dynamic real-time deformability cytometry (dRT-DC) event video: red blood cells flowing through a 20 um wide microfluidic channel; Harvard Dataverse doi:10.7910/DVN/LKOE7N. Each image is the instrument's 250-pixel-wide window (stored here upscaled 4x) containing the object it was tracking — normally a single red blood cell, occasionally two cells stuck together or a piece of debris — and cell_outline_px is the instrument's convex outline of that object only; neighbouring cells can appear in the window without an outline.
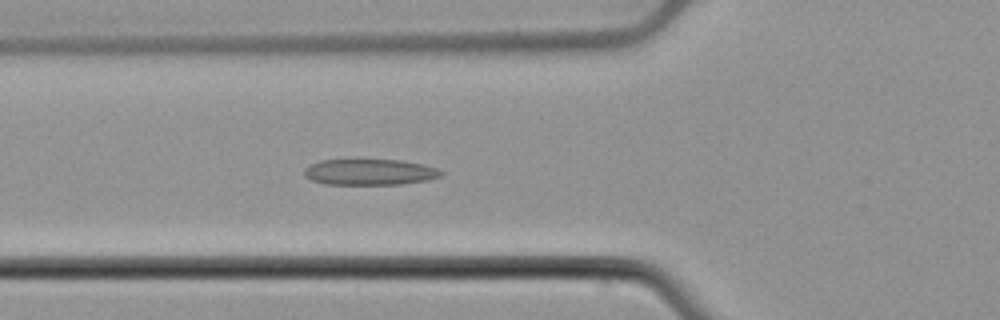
{"species": "common noctule bat (a hibernating species)", "species_latin": "Nyctalus noctula", "temperature_condition": "cold", "stored_images_in_passage": 48, "camera_frame_rate_fps": 3000, "um_per_image_px": 0.085, "animal": {"sex": "male", "body_mass_g": 21.5, "forearm_length_mm": 52.0}, "frame": {"image": 1, "passage_image": 20, "time_ms": 6.333, "image_size_px": [1000, 320], "cell_outline_px": [[444, 172], [440, 176], [428, 180], [400, 184], [324, 184], [312, 180], [304, 176], [304, 168], [320, 160], [400, 160], [424, 164], [436, 168]], "centroid_in_image_um": [31.42, 14.62], "position_along_channel_um": 94.4, "area_um2": 20.63}}
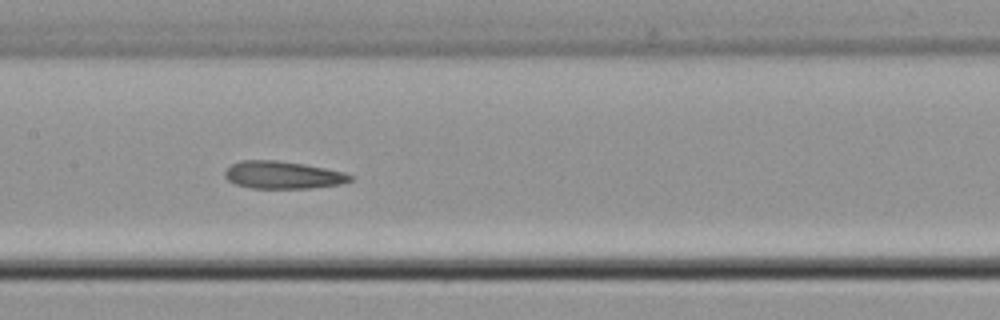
{"frame": {"image": 2, "passage_image": 27, "time_ms": 8.667, "image_size_px": [1000, 320], "cell_outline_px": [[352, 180], [340, 184], [308, 188], [252, 188], [236, 184], [228, 180], [224, 176], [224, 172], [232, 164], [240, 160], [276, 160], [304, 164], [344, 172], [352, 176]], "centroid_in_image_um": [24.01, 14.87], "position_along_channel_um": 183.4, "area_um2": 19.94}}
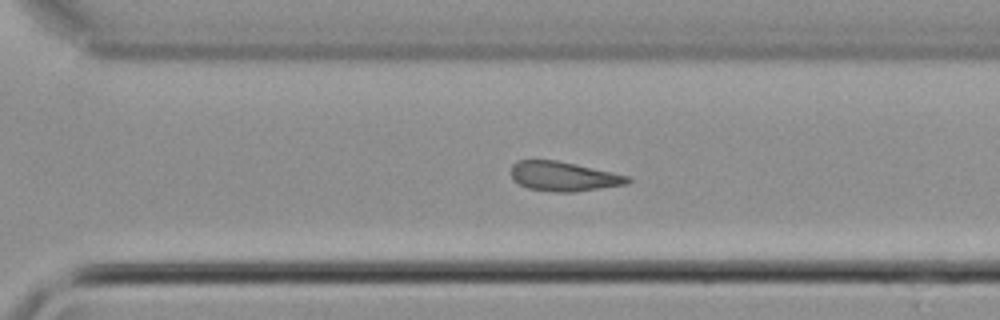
{"frame": {"image": 3, "passage_image": 38, "time_ms": 12.333, "image_size_px": [1000, 320], "cell_outline_px": [[632, 180], [628, 184], [576, 192], [556, 192], [528, 188], [512, 180], [512, 164], [516, 160], [556, 160], [576, 164], [632, 176]], "centroid_in_image_um": [47.95, 14.99], "position_along_channel_um": 322.7, "area_um2": 20.23}, "authors_computed_cell_mechanics": {"area_um2": 20.8947, "velocity_mm_per_s": 3.8012, "shape_relaxation_time_tau1_ms": null, "shape_relaxation_time_tau2_ms": 3.3475, "deformation_change_tau1": null, "deformation_change_tau2": 0.0978}}